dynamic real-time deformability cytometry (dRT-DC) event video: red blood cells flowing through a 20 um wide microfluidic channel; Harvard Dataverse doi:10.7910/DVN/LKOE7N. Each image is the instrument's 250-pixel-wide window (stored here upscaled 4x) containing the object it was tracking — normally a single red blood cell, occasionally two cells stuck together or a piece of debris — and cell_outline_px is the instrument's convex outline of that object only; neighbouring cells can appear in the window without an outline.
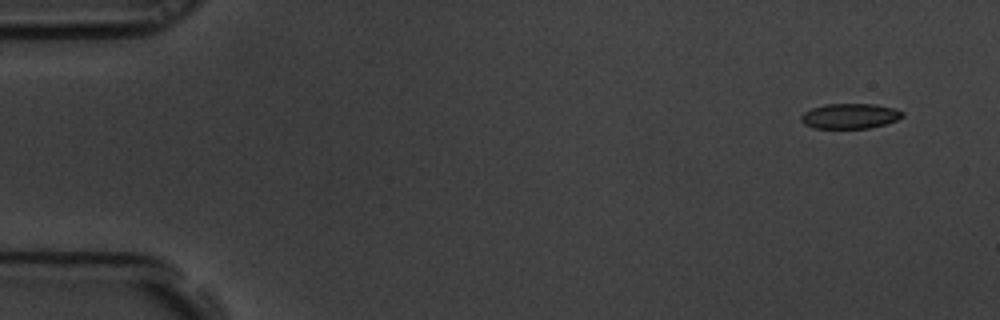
{"species": "common noctule bat (a hibernating species)", "species_latin": "Nyctalus noctula", "temperature_condition": "room temperature", "stored_images_in_passage": 6, "camera_frame_rate_fps": 3000, "um_per_image_px": 0.085, "animal": {"sex": "male", "body_mass_g": 19.5, "forearm_length_mm": 54.6}, "frame": {"image": 1, "passage_image": 1, "time_ms": 0.0, "image_size_px": [1000, 320], "cell_outline_px": [[904, 116], [896, 120], [884, 124], [868, 128], [812, 128], [804, 124], [800, 120], [800, 116], [804, 112], [812, 108], [824, 104], [876, 104], [892, 108], [904, 112]], "centroid_in_image_um": [72.21, 9.86], "position_along_channel_um": 12.8, "area_um2": 14.85}}